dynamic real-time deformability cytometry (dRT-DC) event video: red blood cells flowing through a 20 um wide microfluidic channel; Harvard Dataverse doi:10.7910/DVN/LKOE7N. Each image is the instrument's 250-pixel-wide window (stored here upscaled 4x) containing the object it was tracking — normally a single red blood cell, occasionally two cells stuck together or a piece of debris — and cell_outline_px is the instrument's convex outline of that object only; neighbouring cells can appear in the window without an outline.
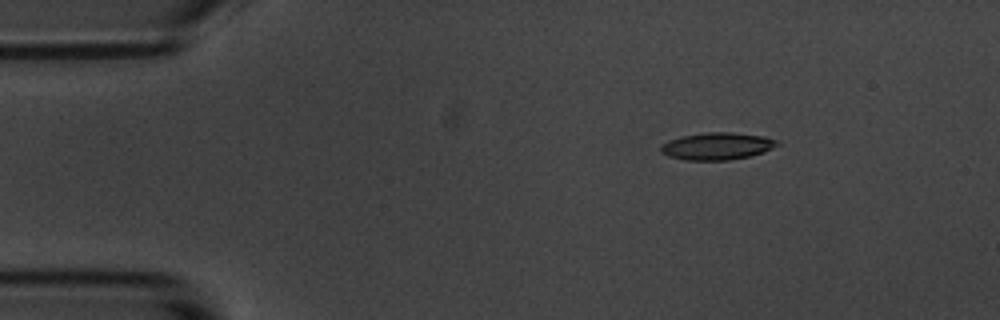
{"species": "common noctule bat (a hibernating species)", "species_latin": "Nyctalus noctula", "temperature_condition": "room temperature", "stored_images_in_passage": 3, "camera_frame_rate_fps": 3000, "um_per_image_px": 0.085, "animal": {"sex": "male", "body_mass_g": 20.1, "forearm_length_mm": 53.5}, "frame": {"image": 1, "passage_image": 1, "time_ms": 0.0, "image_size_px": [1000, 320], "cell_outline_px": [[780, 144], [764, 152], [748, 156], [728, 160], [688, 160], [668, 156], [660, 152], [660, 144], [668, 140], [680, 136], [704, 132], [732, 132], [764, 136], [776, 140]], "centroid_in_image_um": [60.91, 12.41], "position_along_channel_um": 24.1, "area_um2": 18.55}}
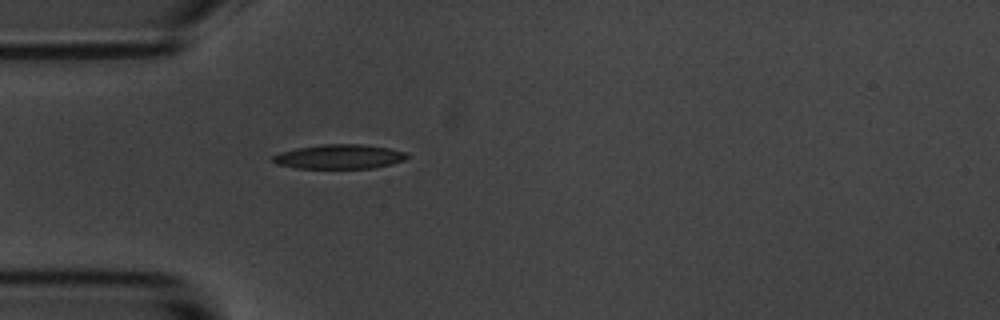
{"frame": {"image": 2, "passage_image": 3, "time_ms": 2.667, "image_size_px": [1000, 320], "cell_outline_px": [[408, 156], [404, 160], [392, 164], [372, 168], [296, 168], [276, 164], [272, 160], [272, 156], [280, 152], [296, 148], [324, 144], [364, 144], [388, 148], [408, 152]], "centroid_in_image_um": [28.85, 13.31], "position_along_channel_um": 56.2, "area_um2": 19.13}}